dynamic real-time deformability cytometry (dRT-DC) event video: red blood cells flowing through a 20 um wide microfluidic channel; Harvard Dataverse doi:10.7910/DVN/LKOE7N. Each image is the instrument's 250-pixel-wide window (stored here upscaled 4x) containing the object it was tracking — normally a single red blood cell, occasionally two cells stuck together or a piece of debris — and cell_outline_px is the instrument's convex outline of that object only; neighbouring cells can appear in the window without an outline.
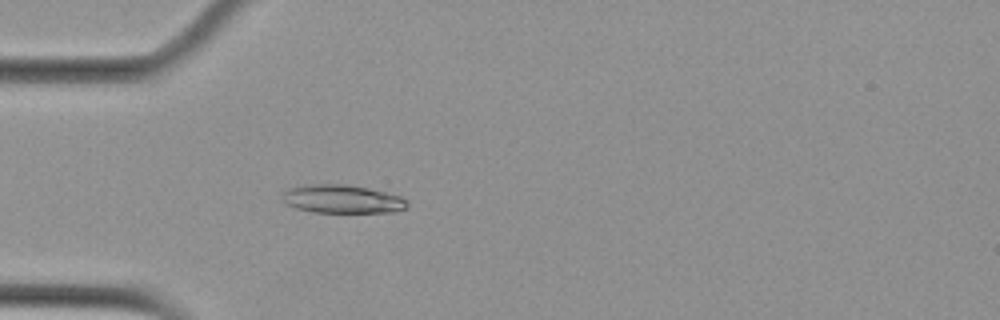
{"species": "Egyptian fruit bat (a non-hibernating species)", "species_latin": "Rousettus aegyptiacus", "temperature_condition": "cold", "stored_images_in_passage": 3, "camera_frame_rate_fps": 3000, "um_per_image_px": 0.085, "animal": {"sex": "female"}, "frame": {"image": 1, "passage_image": 3, "time_ms": 3.333, "image_size_px": [1000, 320], "cell_outline_px": [[408, 208], [396, 212], [312, 212], [296, 208], [284, 204], [280, 196], [288, 188], [308, 184], [344, 184], [368, 188], [400, 196], [408, 200]], "centroid_in_image_um": [29.07, 16.92], "position_along_channel_um": 55.9, "area_um2": 20.87}}